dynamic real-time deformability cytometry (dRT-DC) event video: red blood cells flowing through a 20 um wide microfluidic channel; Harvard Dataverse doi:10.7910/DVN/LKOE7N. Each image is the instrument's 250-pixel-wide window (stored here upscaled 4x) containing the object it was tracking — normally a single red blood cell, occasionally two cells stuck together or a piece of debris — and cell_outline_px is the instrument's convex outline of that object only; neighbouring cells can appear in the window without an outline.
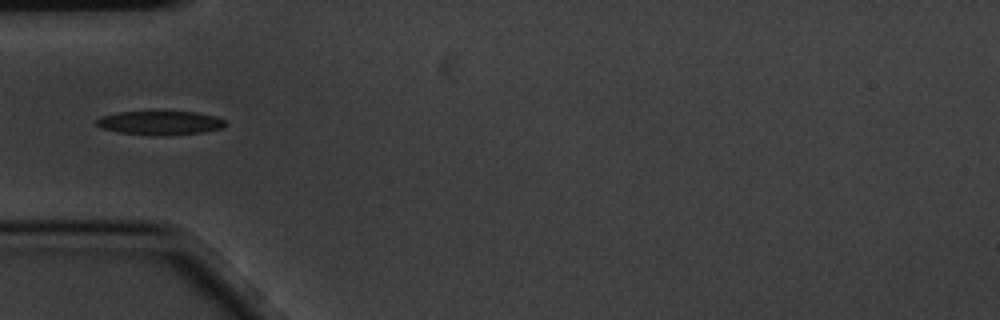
{"species": "common noctule bat (a hibernating species)", "species_latin": "Nyctalus noctula", "temperature_condition": "cold", "stored_images_in_passage": 2, "camera_frame_rate_fps": 3000, "um_per_image_px": 0.085, "animal": {"sex": "male", "body_mass_g": 20.1, "forearm_length_mm": 53.5}, "frame": {"image": 1, "passage_image": 1, "time_ms": 0.0, "image_size_px": [1000, 320], "cell_outline_px": [[228, 124], [224, 128], [204, 132], [120, 132], [100, 128], [96, 124], [96, 120], [100, 116], [120, 112], [196, 112], [216, 116], [224, 120]], "centroid_in_image_um": [13.64, 10.38], "position_along_channel_um": 71.4, "area_um2": 16.76}}
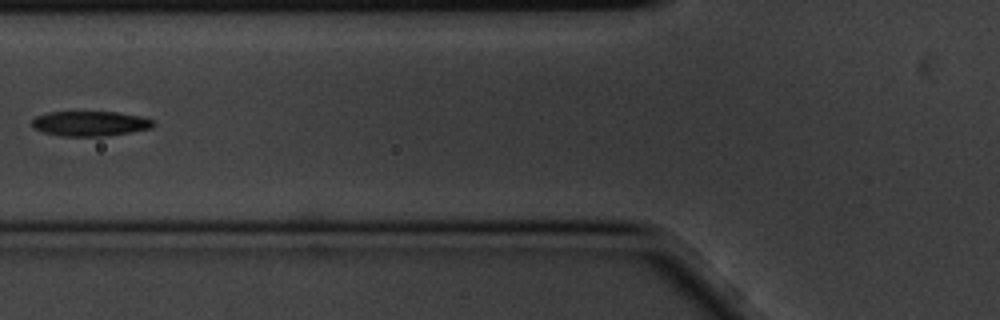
{"frame": {"image": 2, "passage_image": 2, "time_ms": 0.333, "image_size_px": [1000, 320], "cell_outline_px": [[152, 128], [108, 136], [60, 136], [44, 132], [32, 128], [32, 120], [36, 116], [48, 112], [116, 112], [140, 116], [152, 120]], "centroid_in_image_um": [7.61, 10.5], "position_along_channel_um": 118.2, "area_um2": 17.57}}